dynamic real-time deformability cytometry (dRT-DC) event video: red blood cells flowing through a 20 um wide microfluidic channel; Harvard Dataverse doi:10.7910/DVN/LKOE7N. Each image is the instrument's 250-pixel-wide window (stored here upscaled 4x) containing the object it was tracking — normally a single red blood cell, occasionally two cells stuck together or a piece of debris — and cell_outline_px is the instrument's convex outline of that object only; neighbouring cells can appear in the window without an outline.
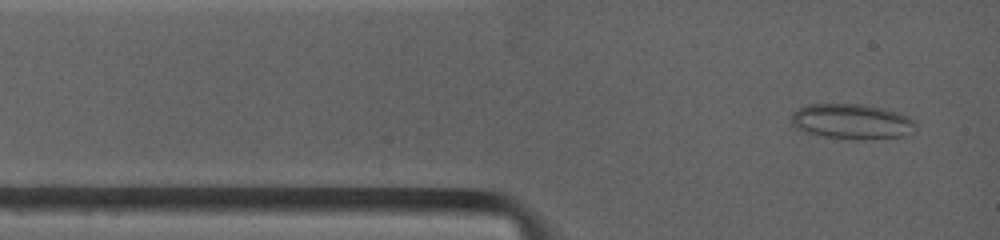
{"species": "common noctule bat (a hibernating species)", "species_latin": "Nyctalus noctula", "temperature_condition": "warm", "stored_images_in_passage": 12, "camera_frame_rate_fps": 4500, "um_per_image_px": 0.085, "animal": {"sex": "female", "body_mass_g": 19.0, "forearm_length_mm": 53.3}, "frame": {"image": 1, "passage_image": 1, "time_ms": 0.0, "image_size_px": [1000, 240], "cell_outline_px": [[916, 132], [904, 136], [824, 136], [804, 132], [792, 120], [792, 116], [800, 108], [812, 104], [856, 104], [876, 108], [892, 112], [904, 116], [912, 120], [916, 124]], "centroid_in_image_um": [72.4, 10.29], "position_along_channel_um": 12.6, "area_um2": 23.52}}
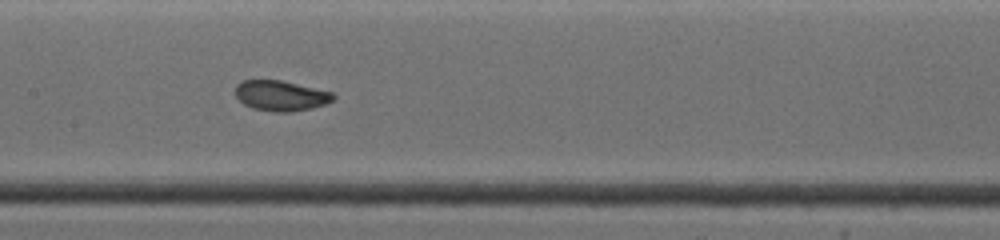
{"frame": {"image": 2, "passage_image": 7, "time_ms": 5.111, "image_size_px": [1000, 240], "cell_outline_px": [[336, 96], [332, 100], [324, 104], [312, 108], [292, 112], [272, 112], [252, 108], [244, 104], [236, 96], [236, 84], [244, 80], [280, 80], [332, 92]], "centroid_in_image_um": [23.86, 8.14], "position_along_channel_um": 183.5, "area_um2": 17.22}}
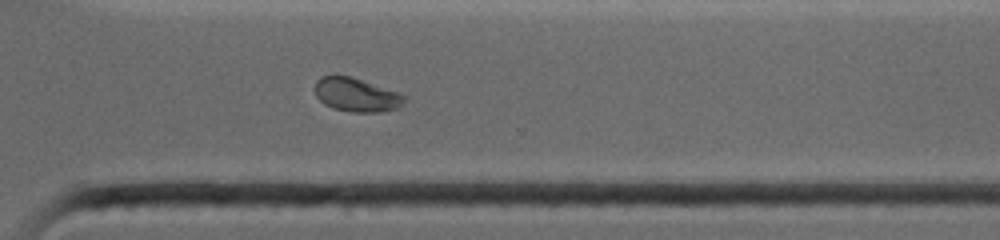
{"frame": {"image": 3, "passage_image": 12, "time_ms": 9.111, "image_size_px": [1000, 240], "cell_outline_px": [[404, 100], [396, 108], [384, 112], [352, 112], [336, 108], [324, 104], [316, 96], [316, 80], [324, 76], [348, 76], [396, 92], [404, 96]], "centroid_in_image_um": [30.25, 8.08], "position_along_channel_um": 340.3, "area_um2": 16.88}}